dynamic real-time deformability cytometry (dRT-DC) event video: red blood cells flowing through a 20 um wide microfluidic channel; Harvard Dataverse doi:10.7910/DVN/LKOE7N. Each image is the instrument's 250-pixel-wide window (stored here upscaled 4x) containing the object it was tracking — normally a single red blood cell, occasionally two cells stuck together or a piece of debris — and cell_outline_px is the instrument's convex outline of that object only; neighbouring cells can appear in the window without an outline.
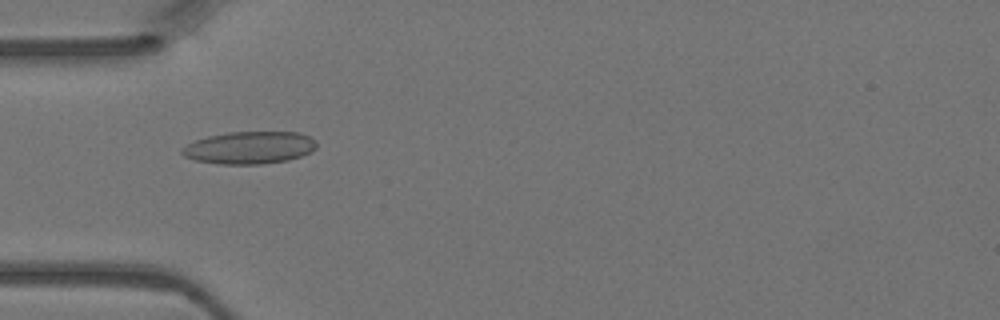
{"species": "Egyptian fruit bat (a non-hibernating species)", "species_latin": "Rousettus aegyptiacus", "temperature_condition": "warm", "stored_images_in_passage": 6, "camera_frame_rate_fps": 3000, "um_per_image_px": 0.085, "animal": {"sex": "female"}, "frame": {"image": 1, "passage_image": 5, "time_ms": 1.333, "image_size_px": [1000, 320], "cell_outline_px": [[316, 148], [312, 152], [288, 160], [260, 164], [220, 164], [196, 160], [184, 156], [180, 152], [180, 148], [196, 140], [208, 136], [228, 132], [300, 132], [316, 140]], "centroid_in_image_um": [21.21, 12.55], "position_along_channel_um": 63.8, "area_um2": 25.43}}
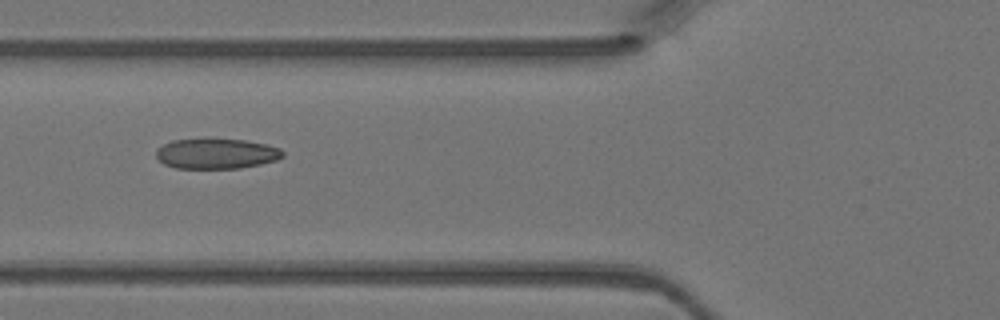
{"frame": {"image": 2, "passage_image": 6, "time_ms": 1.667, "image_size_px": [1000, 320], "cell_outline_px": [[284, 156], [276, 160], [260, 164], [240, 168], [176, 168], [164, 164], [156, 156], [156, 148], [172, 140], [208, 136], [244, 140], [268, 144], [280, 148], [284, 152]], "centroid_in_image_um": [18.38, 13.01], "position_along_channel_um": 107.4, "area_um2": 23.12}}